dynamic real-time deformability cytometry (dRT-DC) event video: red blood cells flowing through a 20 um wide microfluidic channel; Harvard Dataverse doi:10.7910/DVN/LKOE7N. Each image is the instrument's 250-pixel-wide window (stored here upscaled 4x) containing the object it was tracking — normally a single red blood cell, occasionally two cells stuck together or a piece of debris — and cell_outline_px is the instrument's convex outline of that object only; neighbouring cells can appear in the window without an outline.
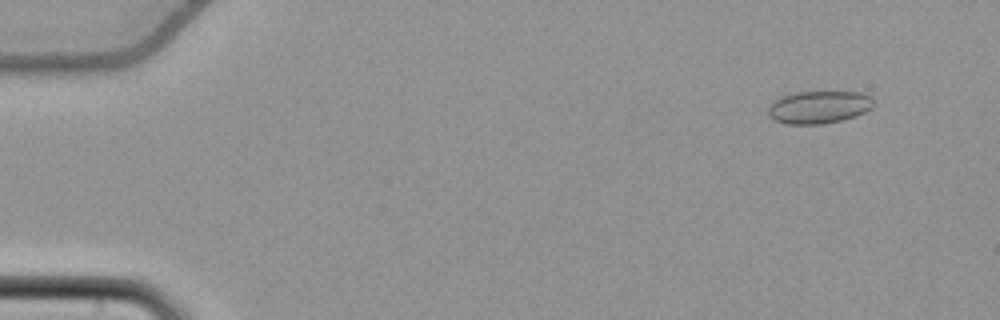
{"species": "common noctule bat (a hibernating species)", "species_latin": "Nyctalus noctula", "temperature_condition": "cold", "stored_images_in_passage": 55, "camera_frame_rate_fps": 3000, "um_per_image_px": 0.085, "animal": {"sex": "female", "body_mass_g": 22.7, "forearm_length_mm": 54.2}, "frame": {"image": 1, "passage_image": 5, "time_ms": 1.333, "image_size_px": [1000, 320], "cell_outline_px": [[872, 108], [856, 116], [840, 120], [820, 124], [784, 124], [772, 120], [768, 116], [768, 108], [776, 100], [784, 96], [796, 92], [860, 92], [872, 96]], "centroid_in_image_um": [69.59, 9.12], "position_along_channel_um": 15.4, "area_um2": 19.94}}
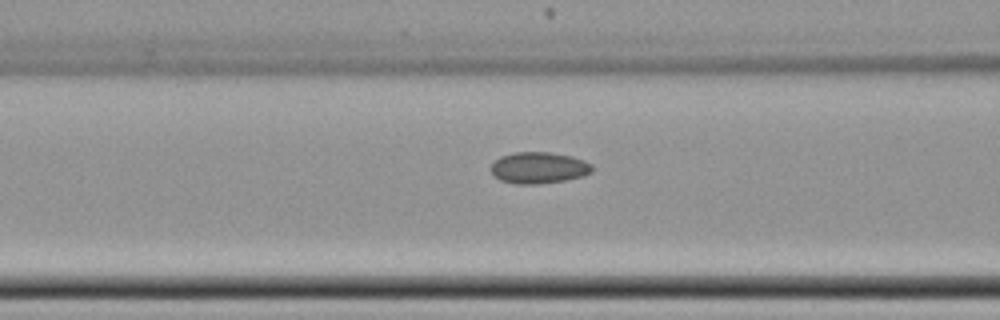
{"frame": {"image": 2, "passage_image": 23, "time_ms": 7.333, "image_size_px": [1000, 320], "cell_outline_px": [[592, 172], [584, 176], [564, 180], [540, 184], [516, 184], [500, 180], [492, 172], [492, 164], [500, 156], [516, 152], [548, 152], [572, 156], [584, 160], [592, 164]], "centroid_in_image_um": [45.82, 14.26], "position_along_channel_um": 120.8, "area_um2": 18.5}}
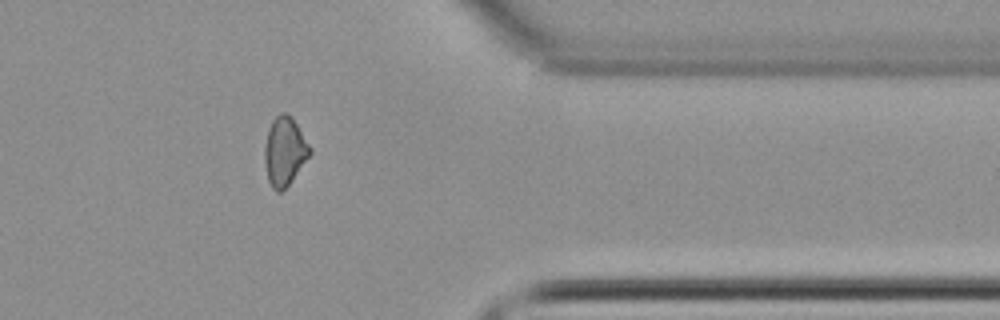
{"frame": {"image": 3, "passage_image": 45, "time_ms": 14.667, "image_size_px": [1000, 320], "cell_outline_px": [[312, 152], [288, 184], [280, 192], [276, 192], [272, 188], [268, 180], [264, 160], [264, 148], [268, 128], [272, 120], [280, 112], [284, 112], [292, 116], [312, 148]], "centroid_in_image_um": [24.18, 12.82], "position_along_channel_um": 387.2, "area_um2": 18.09}, "authors_computed_cell_mechanics": {"area_um2": 18.3804, "velocity_mm_per_s": 3.8223, "shape_relaxation_time_tau1_ms": null, "shape_relaxation_time_tau2_ms": 4.6532, "deformation_change_tau1": null, "deformation_change_tau2": 0.08}}